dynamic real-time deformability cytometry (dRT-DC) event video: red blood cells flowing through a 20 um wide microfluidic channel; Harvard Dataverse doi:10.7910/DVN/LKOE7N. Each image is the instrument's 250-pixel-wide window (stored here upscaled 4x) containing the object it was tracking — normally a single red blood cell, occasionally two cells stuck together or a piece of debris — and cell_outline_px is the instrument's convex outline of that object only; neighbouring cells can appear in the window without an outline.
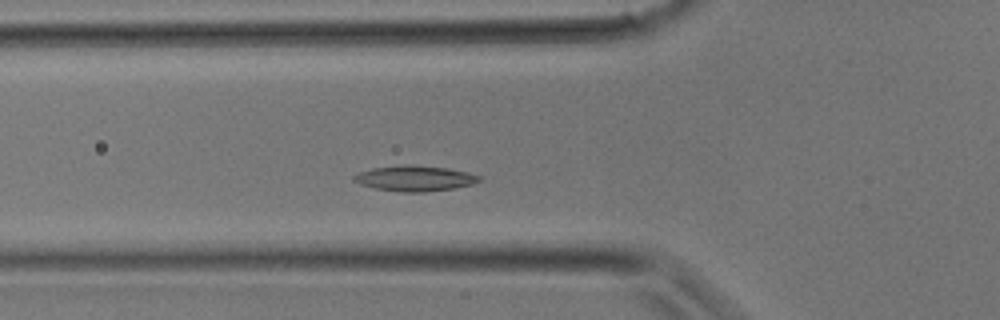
{"species": "common noctule bat (a hibernating species)", "species_latin": "Nyctalus noctula", "temperature_condition": "room temperature", "stored_images_in_passage": 27, "camera_frame_rate_fps": 3000, "um_per_image_px": 0.085, "animal": {"sex": "male", "body_mass_g": 17.9}, "frame": {"image": 1, "passage_image": 6, "time_ms": 1.667, "image_size_px": [1000, 320], "cell_outline_px": [[484, 180], [472, 184], [456, 188], [424, 192], [400, 192], [376, 188], [360, 184], [352, 180], [352, 176], [360, 172], [372, 168], [408, 164], [448, 168], [468, 172], [480, 176]], "centroid_in_image_um": [35.29, 15.16], "position_along_channel_um": 90.5, "area_um2": 18.73}}
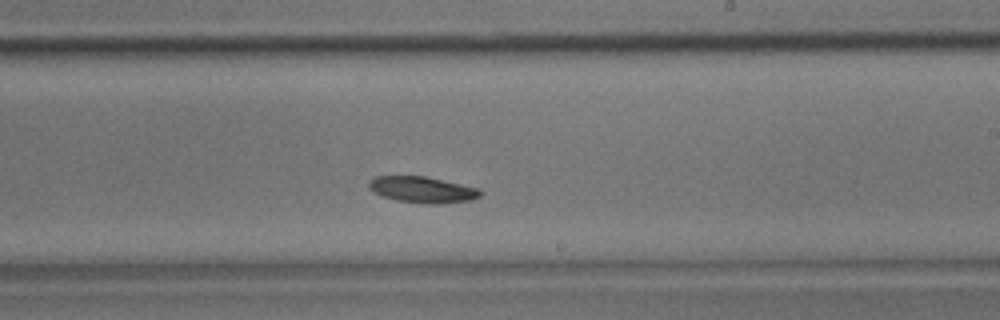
{"frame": {"image": 2, "passage_image": 14, "time_ms": 4.333, "image_size_px": [1000, 320], "cell_outline_px": [[480, 196], [472, 200], [440, 204], [428, 204], [396, 200], [380, 196], [372, 192], [368, 188], [368, 180], [376, 176], [424, 176], [460, 184], [476, 188], [480, 192]], "centroid_in_image_um": [35.82, 16.13], "position_along_channel_um": 253.2, "area_um2": 16.99}}
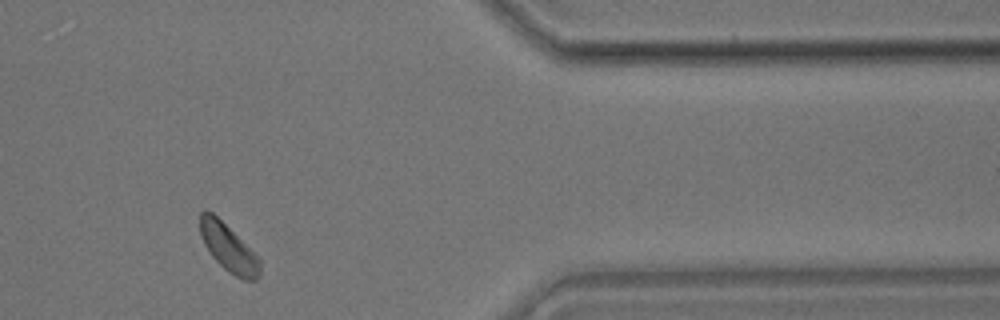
{"frame": {"image": 3, "passage_image": 22, "time_ms": 7.0, "image_size_px": [1000, 320], "cell_outline_px": [[260, 276], [256, 280], [244, 280], [228, 272], [212, 256], [204, 244], [200, 236], [200, 212], [204, 208], [212, 212], [260, 260]], "centroid_in_image_um": [19.38, 21.08], "position_along_channel_um": 392.0, "area_um2": 16.07}}